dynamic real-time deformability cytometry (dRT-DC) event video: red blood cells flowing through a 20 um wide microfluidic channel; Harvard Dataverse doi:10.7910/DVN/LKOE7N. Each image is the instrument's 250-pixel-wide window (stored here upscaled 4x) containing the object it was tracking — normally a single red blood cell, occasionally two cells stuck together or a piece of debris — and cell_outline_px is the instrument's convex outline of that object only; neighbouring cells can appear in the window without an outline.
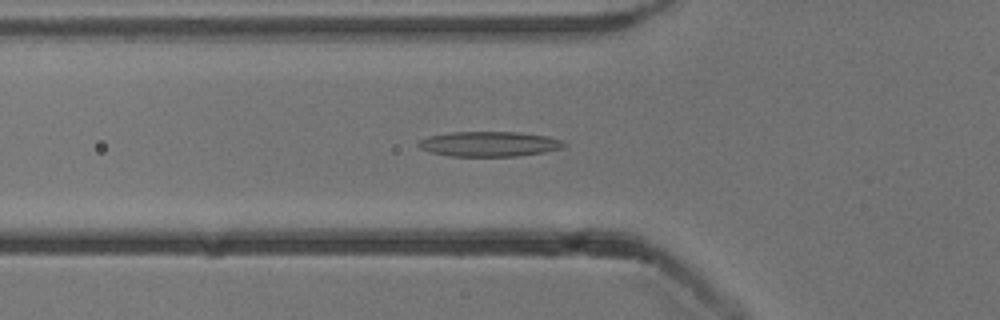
{"species": "common noctule bat (a hibernating species)", "species_latin": "Nyctalus noctula", "temperature_condition": "cold", "stored_images_in_passage": 50, "camera_frame_rate_fps": 3000, "um_per_image_px": 0.085, "animal": {"sex": "male", "body_mass_g": 13.3}, "frame": {"image": 1, "passage_image": 15, "time_ms": 4.667, "image_size_px": [1000, 320], "cell_outline_px": [[568, 144], [564, 148], [544, 152], [520, 156], [448, 156], [432, 152], [420, 148], [416, 144], [420, 140], [428, 136], [452, 132], [520, 132], [548, 136], [564, 140]], "centroid_in_image_um": [41.65, 12.24], "position_along_channel_um": 84.2, "area_um2": 21.44}}
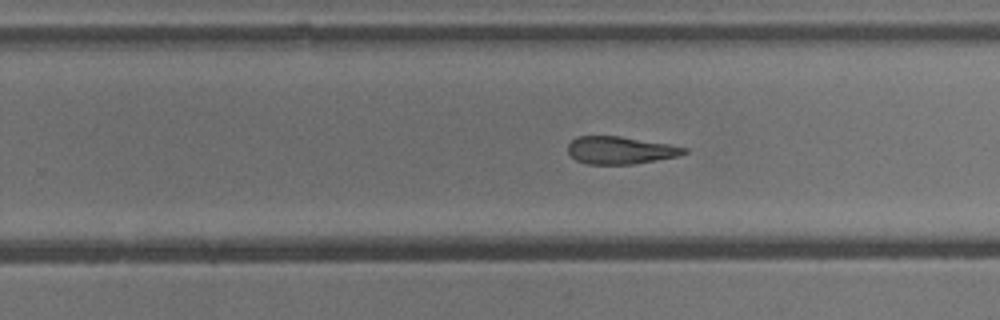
{"frame": {"image": 2, "passage_image": 30, "time_ms": 9.667, "image_size_px": [1000, 320], "cell_outline_px": [[688, 152], [680, 156], [632, 164], [588, 164], [576, 160], [568, 152], [568, 144], [576, 136], [620, 136], [672, 144], [688, 148]], "centroid_in_image_um": [52.77, 12.76], "position_along_channel_um": 277.0, "area_um2": 18.79}}
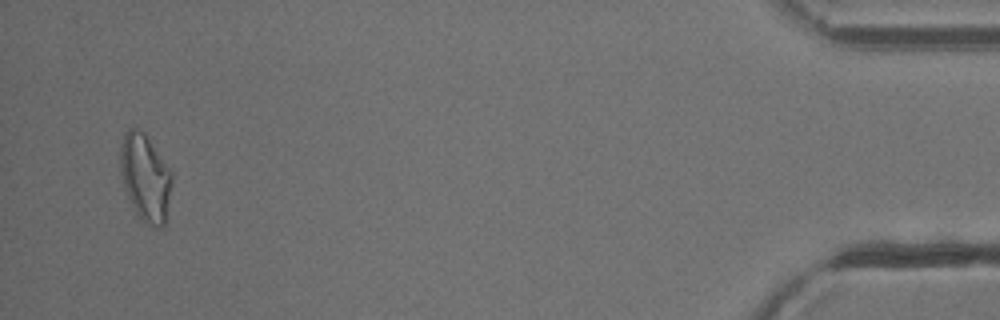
{"frame": {"image": 3, "passage_image": 48, "time_ms": 15.667, "image_size_px": [1000, 320], "cell_outline_px": [[172, 180], [164, 224], [160, 228], [152, 228], [136, 212], [128, 196], [124, 184], [120, 168], [120, 148], [124, 132], [128, 128], [136, 128], [144, 132], [172, 172]], "centroid_in_image_um": [12.34, 15.06], "position_along_channel_um": 422.9, "area_um2": 25.72}, "authors_computed_cell_mechanics": {"area_um2": 20.5768, "velocity_mm_per_s": 3.837, "shape_relaxation_time_tau1_ms": 9.8062, "shape_relaxation_time_tau2_ms": 5.4302, "deformation_change_tau1": 0.2292, "deformation_change_tau2": 0.1744}}